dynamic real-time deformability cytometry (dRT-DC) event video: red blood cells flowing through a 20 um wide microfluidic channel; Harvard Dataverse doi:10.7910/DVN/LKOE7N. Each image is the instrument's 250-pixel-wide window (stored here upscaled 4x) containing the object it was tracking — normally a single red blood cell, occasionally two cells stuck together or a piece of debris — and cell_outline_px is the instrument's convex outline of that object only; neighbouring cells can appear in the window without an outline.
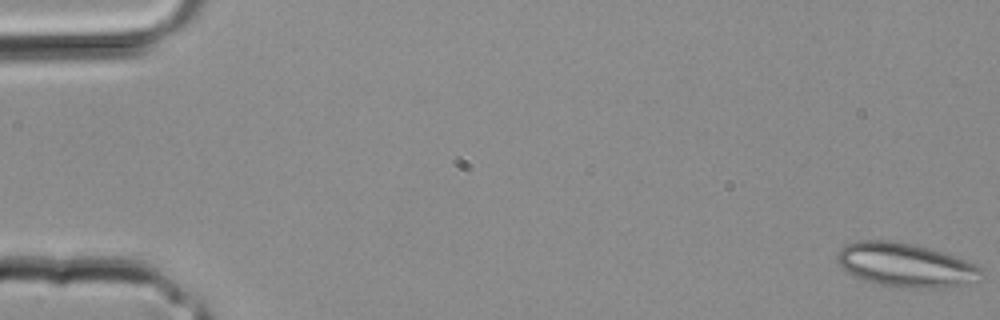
{"species": "common noctule bat (a hibernating species)", "species_latin": "Nyctalus noctula", "temperature_condition": "room temperature", "stored_images_in_passage": 3, "camera_frame_rate_fps": 3000, "um_per_image_px": 0.085, "animal": {"sex": "male", "body_mass_g": 20.4}, "frame": {"image": 1, "passage_image": 1, "time_ms": 0.0, "image_size_px": [1000, 320], "cell_outline_px": [[984, 272], [964, 284], [940, 288], [900, 288], [880, 284], [864, 280], [844, 272], [836, 260], [836, 252], [844, 244], [856, 240], [892, 240], [916, 244], [976, 264]], "centroid_in_image_um": [76.84, 22.51], "position_along_channel_um": 8.2, "area_um2": 36.88}}